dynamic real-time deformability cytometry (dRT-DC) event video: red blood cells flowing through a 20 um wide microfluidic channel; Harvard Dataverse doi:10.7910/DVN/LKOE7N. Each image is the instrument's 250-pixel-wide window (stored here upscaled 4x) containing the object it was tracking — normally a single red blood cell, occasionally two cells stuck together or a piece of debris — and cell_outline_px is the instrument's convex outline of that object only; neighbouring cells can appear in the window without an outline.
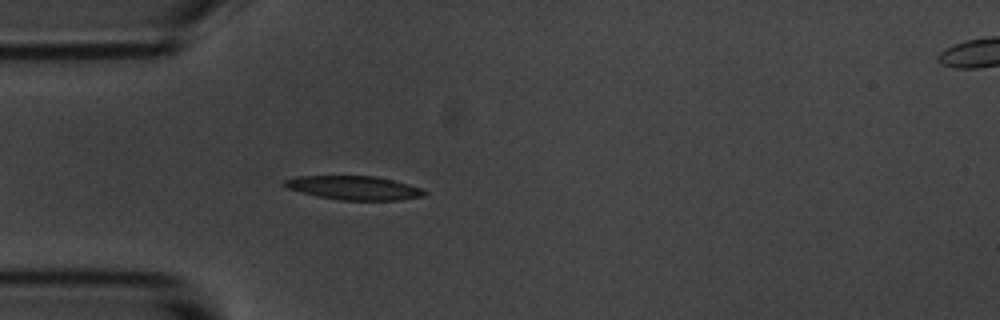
{"species": "common noctule bat (a hibernating species)", "species_latin": "Nyctalus noctula", "temperature_condition": "room temperature", "stored_images_in_passage": 40, "camera_frame_rate_fps": 3000, "um_per_image_px": 0.085, "animal": {"sex": "male", "body_mass_g": 20.1, "forearm_length_mm": 53.5}, "frame": {"image": 1, "passage_image": 6, "time_ms": 1.667, "image_size_px": [1000, 320], "cell_outline_px": [[428, 192], [424, 196], [400, 200], [340, 200], [316, 196], [288, 188], [280, 184], [284, 180], [296, 176], [376, 176], [408, 184], [420, 188]], "centroid_in_image_um": [30.07, 15.97], "position_along_channel_um": 54.9, "area_um2": 19.42}}
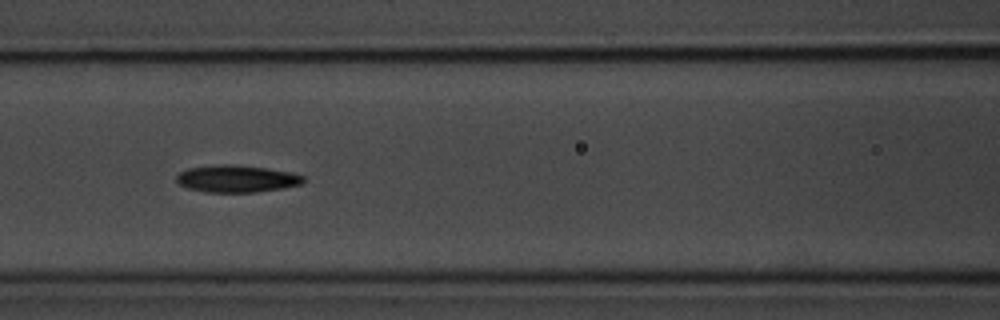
{"frame": {"image": 2, "passage_image": 14, "time_ms": 4.333, "image_size_px": [1000, 320], "cell_outline_px": [[304, 180], [300, 184], [284, 188], [256, 192], [204, 192], [188, 188], [180, 184], [176, 180], [176, 176], [180, 172], [188, 168], [216, 164], [232, 164], [268, 168], [292, 172], [304, 176]], "centroid_in_image_um": [20.12, 15.18], "position_along_channel_um": 146.5, "area_um2": 20.17}}
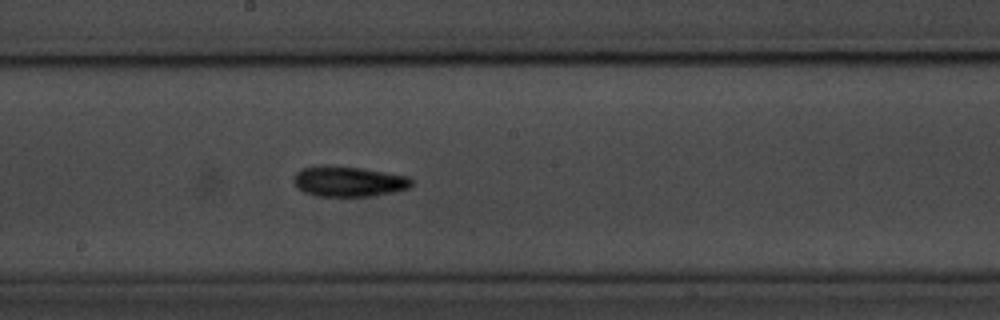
{"frame": {"image": 3, "passage_image": 20, "time_ms": 6.333, "image_size_px": [1000, 320], "cell_outline_px": [[412, 184], [408, 188], [392, 192], [372, 196], [316, 196], [304, 192], [296, 188], [292, 180], [296, 172], [300, 168], [360, 168], [408, 176], [412, 180]], "centroid_in_image_um": [29.63, 15.46], "position_along_channel_um": 218.6, "area_um2": 20.17}, "authors_computed_cell_mechanics": {"area_um2": 19.7387, "velocity_mm_per_s": 3.6197, "shape_relaxation_time_tau1_ms": 4.1007, "shape_relaxation_time_tau2_ms": null, "deformation_change_tau1": 0.1366, "deformation_change_tau2": null}}